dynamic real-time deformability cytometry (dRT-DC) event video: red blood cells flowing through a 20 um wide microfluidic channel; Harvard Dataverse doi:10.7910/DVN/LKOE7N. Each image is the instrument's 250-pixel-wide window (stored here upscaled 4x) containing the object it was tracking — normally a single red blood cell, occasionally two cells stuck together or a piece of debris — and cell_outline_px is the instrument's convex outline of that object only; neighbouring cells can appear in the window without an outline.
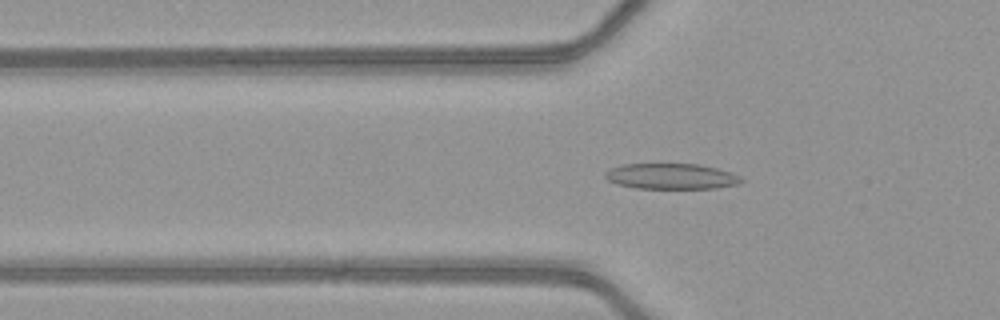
{"species": "common noctule bat (a hibernating species)", "species_latin": "Nyctalus noctula", "temperature_condition": "warm", "stored_images_in_passage": 48, "segment_of_instrument_passage": [1, 2], "camera_frame_rate_fps": 3000, "um_per_image_px": 0.085, "animal": {"sex": "female", "body_mass_g": 21.9}, "frame": {"image": 1, "passage_image": 14, "time_ms": 4.333, "image_size_px": [1000, 320], "cell_outline_px": [[744, 180], [740, 184], [716, 188], [636, 188], [616, 184], [608, 180], [604, 176], [604, 172], [608, 168], [624, 164], [700, 164], [716, 168], [740, 176]], "centroid_in_image_um": [57.02, 14.98], "position_along_channel_um": 68.8, "area_um2": 20.4}}
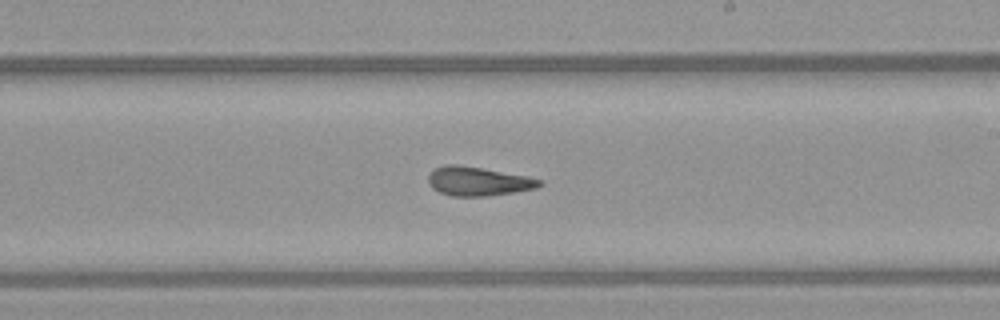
{"frame": {"image": 2, "passage_image": 27, "time_ms": 8.667, "image_size_px": [1000, 320], "cell_outline_px": [[544, 184], [536, 188], [488, 196], [452, 196], [440, 192], [432, 188], [428, 184], [428, 176], [436, 168], [444, 164], [456, 164], [528, 176], [544, 180]], "centroid_in_image_um": [40.65, 15.41], "position_along_channel_um": 248.3, "area_um2": 18.73}}
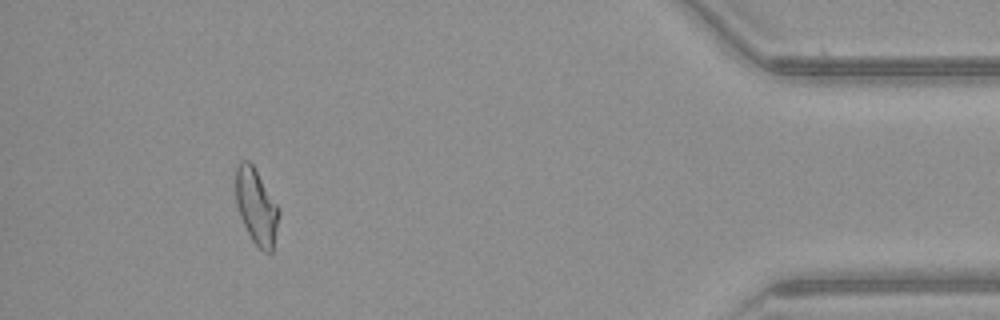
{"frame": {"image": 3, "passage_image": 43, "time_ms": 14.0, "image_size_px": [1000, 320], "cell_outline_px": [[280, 216], [272, 252], [264, 252], [252, 240], [240, 216], [236, 204], [236, 168], [240, 160], [248, 160], [252, 164], [280, 208]], "centroid_in_image_um": [21.81, 17.55], "position_along_channel_um": 413.4, "area_um2": 18.96}}